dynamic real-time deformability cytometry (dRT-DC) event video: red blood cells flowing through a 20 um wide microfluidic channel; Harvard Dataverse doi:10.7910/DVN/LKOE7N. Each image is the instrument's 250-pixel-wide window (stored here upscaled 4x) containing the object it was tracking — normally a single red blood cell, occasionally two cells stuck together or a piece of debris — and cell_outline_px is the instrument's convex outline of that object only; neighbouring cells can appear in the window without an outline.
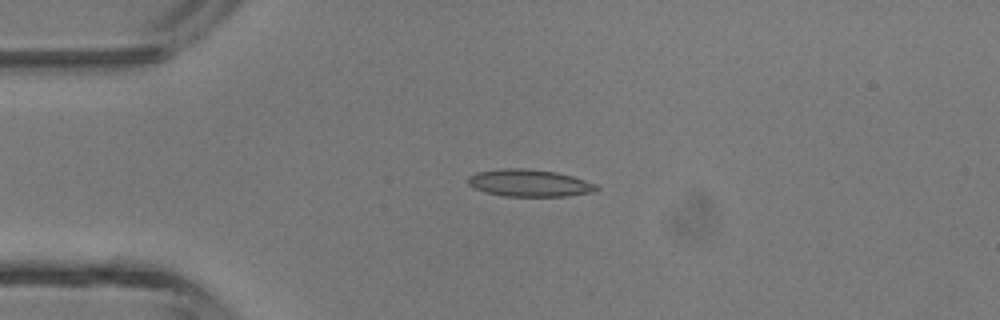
{"species": "common noctule bat (a hibernating species)", "species_latin": "Nyctalus noctula", "temperature_condition": "room temperature", "stored_images_in_passage": 4, "camera_frame_rate_fps": 3000, "um_per_image_px": 0.085, "animal": {"sex": "male", "body_mass_g": 13.3}, "frame": {"image": 1, "passage_image": 2, "time_ms": 1.333, "image_size_px": [1000, 320], "cell_outline_px": [[600, 188], [596, 192], [564, 196], [504, 196], [484, 192], [468, 184], [468, 176], [476, 172], [504, 168], [524, 168], [556, 172], [572, 176], [596, 184]], "centroid_in_image_um": [45.0, 15.56], "position_along_channel_um": 40.0, "area_um2": 20.35}}
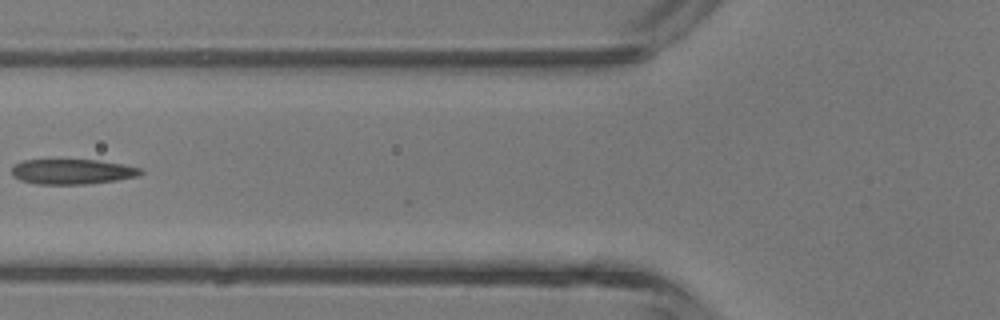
{"frame": {"image": 2, "passage_image": 4, "time_ms": 3.667, "image_size_px": [1000, 320], "cell_outline_px": [[144, 172], [136, 176], [116, 180], [88, 184], [36, 184], [20, 180], [12, 176], [12, 168], [16, 164], [24, 160], [96, 160], [124, 164], [140, 168]], "centroid_in_image_um": [6.13, 14.59], "position_along_channel_um": 119.7, "area_um2": 18.79}}